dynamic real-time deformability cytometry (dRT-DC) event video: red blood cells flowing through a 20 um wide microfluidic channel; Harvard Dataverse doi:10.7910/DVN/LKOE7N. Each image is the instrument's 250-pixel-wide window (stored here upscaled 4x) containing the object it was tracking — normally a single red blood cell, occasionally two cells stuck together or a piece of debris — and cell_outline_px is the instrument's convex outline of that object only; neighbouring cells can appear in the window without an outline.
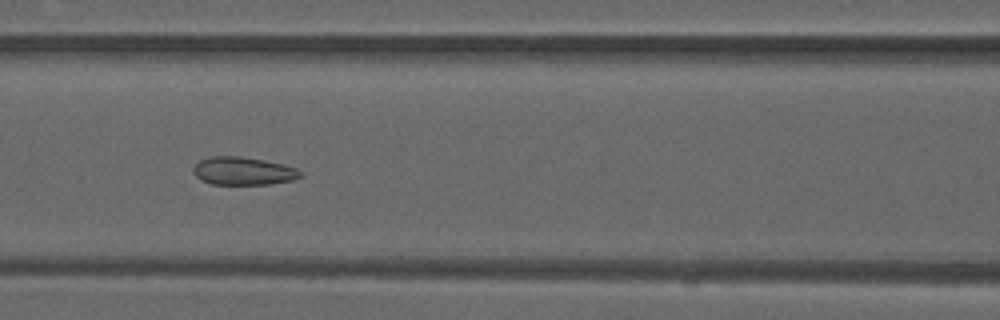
{"species": "common noctule bat (a hibernating species)", "species_latin": "Nyctalus noctula", "temperature_condition": "warm", "stored_images_in_passage": 49, "camera_frame_rate_fps": 3000, "um_per_image_px": 0.085, "animal": {"sex": "male", "forearm_length_mm": 52.5}, "frame": {"image": 1, "passage_image": 21, "time_ms": 6.667, "image_size_px": [1000, 320], "cell_outline_px": [[300, 176], [292, 180], [268, 184], [212, 184], [200, 180], [192, 172], [192, 168], [200, 160], [208, 156], [240, 156], [264, 160], [284, 164], [296, 168], [300, 172]], "centroid_in_image_um": [20.62, 14.53], "position_along_channel_um": 146.0, "area_um2": 17.46}}
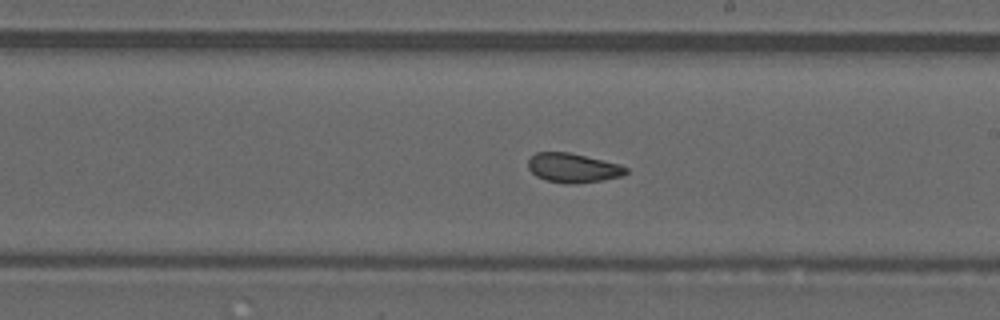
{"frame": {"image": 2, "passage_image": 28, "time_ms": 9.0, "image_size_px": [1000, 320], "cell_outline_px": [[628, 172], [620, 176], [600, 180], [576, 184], [568, 184], [544, 180], [536, 176], [528, 168], [528, 160], [536, 152], [568, 152], [620, 164], [628, 168]], "centroid_in_image_um": [48.68, 14.27], "position_along_channel_um": 240.3, "area_um2": 16.65}}
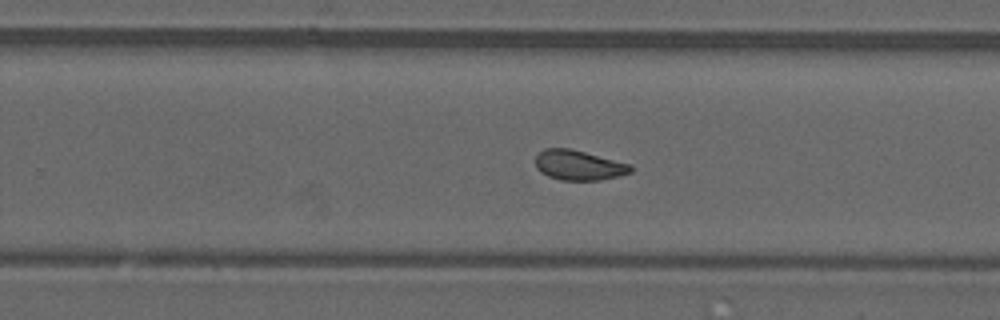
{"frame": {"image": 3, "passage_image": 31, "time_ms": 10.0, "image_size_px": [1000, 320], "cell_outline_px": [[632, 172], [620, 176], [600, 180], [560, 180], [548, 176], [540, 172], [536, 168], [536, 156], [544, 148], [568, 148], [632, 164]], "centroid_in_image_um": [49.2, 14.05], "position_along_channel_um": 280.6, "area_um2": 16.65}, "authors_computed_cell_mechanics": {"area_um2": 17.3978, "velocity_mm_per_s": 4.0602, "shape_relaxation_time_tau1_ms": null, "shape_relaxation_time_tau2_ms": 0.9514, "deformation_change_tau1": null, "deformation_change_tau2": 0.0648}}